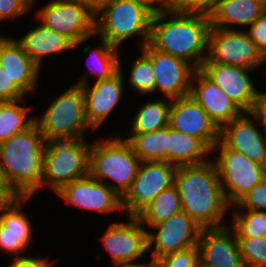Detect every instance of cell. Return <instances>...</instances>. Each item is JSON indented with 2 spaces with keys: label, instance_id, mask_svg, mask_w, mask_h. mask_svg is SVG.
Returning a JSON list of instances; mask_svg holds the SVG:
<instances>
[{
  "label": "cell",
  "instance_id": "obj_1",
  "mask_svg": "<svg viewBox=\"0 0 266 267\" xmlns=\"http://www.w3.org/2000/svg\"><path fill=\"white\" fill-rule=\"evenodd\" d=\"M174 185L180 195L182 211L202 228L228 225L225 216L231 205L224 196L212 158L201 164L178 166Z\"/></svg>",
  "mask_w": 266,
  "mask_h": 267
},
{
  "label": "cell",
  "instance_id": "obj_2",
  "mask_svg": "<svg viewBox=\"0 0 266 267\" xmlns=\"http://www.w3.org/2000/svg\"><path fill=\"white\" fill-rule=\"evenodd\" d=\"M210 17L171 11L154 14L149 44L200 69L206 59Z\"/></svg>",
  "mask_w": 266,
  "mask_h": 267
},
{
  "label": "cell",
  "instance_id": "obj_3",
  "mask_svg": "<svg viewBox=\"0 0 266 267\" xmlns=\"http://www.w3.org/2000/svg\"><path fill=\"white\" fill-rule=\"evenodd\" d=\"M46 143L36 122L0 143V173L17 196L34 197L42 189Z\"/></svg>",
  "mask_w": 266,
  "mask_h": 267
},
{
  "label": "cell",
  "instance_id": "obj_4",
  "mask_svg": "<svg viewBox=\"0 0 266 267\" xmlns=\"http://www.w3.org/2000/svg\"><path fill=\"white\" fill-rule=\"evenodd\" d=\"M97 138L89 151V175L123 197L137 175L141 160L127 139L119 135Z\"/></svg>",
  "mask_w": 266,
  "mask_h": 267
},
{
  "label": "cell",
  "instance_id": "obj_5",
  "mask_svg": "<svg viewBox=\"0 0 266 267\" xmlns=\"http://www.w3.org/2000/svg\"><path fill=\"white\" fill-rule=\"evenodd\" d=\"M154 13L135 0H114L95 15V35L121 48L131 38H140L139 49L150 41Z\"/></svg>",
  "mask_w": 266,
  "mask_h": 267
},
{
  "label": "cell",
  "instance_id": "obj_6",
  "mask_svg": "<svg viewBox=\"0 0 266 267\" xmlns=\"http://www.w3.org/2000/svg\"><path fill=\"white\" fill-rule=\"evenodd\" d=\"M34 117L46 141L86 138L88 131H96L86 117L82 87L75 84L59 92L43 113Z\"/></svg>",
  "mask_w": 266,
  "mask_h": 267
},
{
  "label": "cell",
  "instance_id": "obj_7",
  "mask_svg": "<svg viewBox=\"0 0 266 267\" xmlns=\"http://www.w3.org/2000/svg\"><path fill=\"white\" fill-rule=\"evenodd\" d=\"M88 138L47 141L42 171V188L56 193L65 184L89 175Z\"/></svg>",
  "mask_w": 266,
  "mask_h": 267
},
{
  "label": "cell",
  "instance_id": "obj_8",
  "mask_svg": "<svg viewBox=\"0 0 266 267\" xmlns=\"http://www.w3.org/2000/svg\"><path fill=\"white\" fill-rule=\"evenodd\" d=\"M35 12V20L78 46L95 39V15L81 0H51Z\"/></svg>",
  "mask_w": 266,
  "mask_h": 267
},
{
  "label": "cell",
  "instance_id": "obj_9",
  "mask_svg": "<svg viewBox=\"0 0 266 267\" xmlns=\"http://www.w3.org/2000/svg\"><path fill=\"white\" fill-rule=\"evenodd\" d=\"M212 153L216 158L213 160L217 165L224 196L230 205H234L266 178L265 165L253 162L242 153L228 148L221 140Z\"/></svg>",
  "mask_w": 266,
  "mask_h": 267
},
{
  "label": "cell",
  "instance_id": "obj_10",
  "mask_svg": "<svg viewBox=\"0 0 266 267\" xmlns=\"http://www.w3.org/2000/svg\"><path fill=\"white\" fill-rule=\"evenodd\" d=\"M203 64H227L257 70L264 65V55L246 30L211 27Z\"/></svg>",
  "mask_w": 266,
  "mask_h": 267
},
{
  "label": "cell",
  "instance_id": "obj_11",
  "mask_svg": "<svg viewBox=\"0 0 266 267\" xmlns=\"http://www.w3.org/2000/svg\"><path fill=\"white\" fill-rule=\"evenodd\" d=\"M177 168L164 161L141 162L131 187L122 197L123 212L136 216L161 191L173 186Z\"/></svg>",
  "mask_w": 266,
  "mask_h": 267
},
{
  "label": "cell",
  "instance_id": "obj_12",
  "mask_svg": "<svg viewBox=\"0 0 266 267\" xmlns=\"http://www.w3.org/2000/svg\"><path fill=\"white\" fill-rule=\"evenodd\" d=\"M126 221L109 222L99 238L112 265L136 261L148 254V231L136 216Z\"/></svg>",
  "mask_w": 266,
  "mask_h": 267
},
{
  "label": "cell",
  "instance_id": "obj_13",
  "mask_svg": "<svg viewBox=\"0 0 266 267\" xmlns=\"http://www.w3.org/2000/svg\"><path fill=\"white\" fill-rule=\"evenodd\" d=\"M201 231L202 227L181 211L148 230V252L157 260L166 254L198 246Z\"/></svg>",
  "mask_w": 266,
  "mask_h": 267
},
{
  "label": "cell",
  "instance_id": "obj_14",
  "mask_svg": "<svg viewBox=\"0 0 266 267\" xmlns=\"http://www.w3.org/2000/svg\"><path fill=\"white\" fill-rule=\"evenodd\" d=\"M67 205L81 211L111 214L122 211V197L105 183L87 175L65 184L55 193Z\"/></svg>",
  "mask_w": 266,
  "mask_h": 267
},
{
  "label": "cell",
  "instance_id": "obj_15",
  "mask_svg": "<svg viewBox=\"0 0 266 267\" xmlns=\"http://www.w3.org/2000/svg\"><path fill=\"white\" fill-rule=\"evenodd\" d=\"M140 49L151 59L158 95L170 99L190 95L192 77L197 70L192 64L157 51L149 43Z\"/></svg>",
  "mask_w": 266,
  "mask_h": 267
},
{
  "label": "cell",
  "instance_id": "obj_16",
  "mask_svg": "<svg viewBox=\"0 0 266 267\" xmlns=\"http://www.w3.org/2000/svg\"><path fill=\"white\" fill-rule=\"evenodd\" d=\"M32 198L18 196L0 213V252H5L4 255H14L13 258L28 256L26 253L34 242L35 228L22 204H28Z\"/></svg>",
  "mask_w": 266,
  "mask_h": 267
},
{
  "label": "cell",
  "instance_id": "obj_17",
  "mask_svg": "<svg viewBox=\"0 0 266 267\" xmlns=\"http://www.w3.org/2000/svg\"><path fill=\"white\" fill-rule=\"evenodd\" d=\"M199 70L243 112H251L262 92L257 90L250 75L255 70L227 64H202Z\"/></svg>",
  "mask_w": 266,
  "mask_h": 267
},
{
  "label": "cell",
  "instance_id": "obj_18",
  "mask_svg": "<svg viewBox=\"0 0 266 267\" xmlns=\"http://www.w3.org/2000/svg\"><path fill=\"white\" fill-rule=\"evenodd\" d=\"M119 58V71L109 79L91 82L81 86L85 98L86 117L89 124L98 131L121 103L127 91L125 75ZM103 124V125H102Z\"/></svg>",
  "mask_w": 266,
  "mask_h": 267
},
{
  "label": "cell",
  "instance_id": "obj_19",
  "mask_svg": "<svg viewBox=\"0 0 266 267\" xmlns=\"http://www.w3.org/2000/svg\"><path fill=\"white\" fill-rule=\"evenodd\" d=\"M169 127L201 139L211 150L220 140V129L190 95L171 100Z\"/></svg>",
  "mask_w": 266,
  "mask_h": 267
},
{
  "label": "cell",
  "instance_id": "obj_20",
  "mask_svg": "<svg viewBox=\"0 0 266 267\" xmlns=\"http://www.w3.org/2000/svg\"><path fill=\"white\" fill-rule=\"evenodd\" d=\"M257 125L251 112H243L220 129V140L228 148L266 166V135Z\"/></svg>",
  "mask_w": 266,
  "mask_h": 267
},
{
  "label": "cell",
  "instance_id": "obj_21",
  "mask_svg": "<svg viewBox=\"0 0 266 267\" xmlns=\"http://www.w3.org/2000/svg\"><path fill=\"white\" fill-rule=\"evenodd\" d=\"M197 245L200 267H245L236 234L229 225L202 228Z\"/></svg>",
  "mask_w": 266,
  "mask_h": 267
},
{
  "label": "cell",
  "instance_id": "obj_22",
  "mask_svg": "<svg viewBox=\"0 0 266 267\" xmlns=\"http://www.w3.org/2000/svg\"><path fill=\"white\" fill-rule=\"evenodd\" d=\"M0 65L10 80L28 97L38 87L41 69L24 51L15 37L0 34Z\"/></svg>",
  "mask_w": 266,
  "mask_h": 267
},
{
  "label": "cell",
  "instance_id": "obj_23",
  "mask_svg": "<svg viewBox=\"0 0 266 267\" xmlns=\"http://www.w3.org/2000/svg\"><path fill=\"white\" fill-rule=\"evenodd\" d=\"M190 96L207 112L210 119L219 129L243 113V111L199 69L193 74Z\"/></svg>",
  "mask_w": 266,
  "mask_h": 267
},
{
  "label": "cell",
  "instance_id": "obj_24",
  "mask_svg": "<svg viewBox=\"0 0 266 267\" xmlns=\"http://www.w3.org/2000/svg\"><path fill=\"white\" fill-rule=\"evenodd\" d=\"M27 55L40 67L47 56H57L72 51L74 44L65 36L49 29L41 22L20 38H15Z\"/></svg>",
  "mask_w": 266,
  "mask_h": 267
},
{
  "label": "cell",
  "instance_id": "obj_25",
  "mask_svg": "<svg viewBox=\"0 0 266 267\" xmlns=\"http://www.w3.org/2000/svg\"><path fill=\"white\" fill-rule=\"evenodd\" d=\"M265 12L266 6L255 0H220L215 12L210 16L211 26L246 30Z\"/></svg>",
  "mask_w": 266,
  "mask_h": 267
},
{
  "label": "cell",
  "instance_id": "obj_26",
  "mask_svg": "<svg viewBox=\"0 0 266 267\" xmlns=\"http://www.w3.org/2000/svg\"><path fill=\"white\" fill-rule=\"evenodd\" d=\"M100 41L99 46H93L90 44L84 45L82 49L84 55H88L86 59V65L88 71L84 72L80 78L76 79L75 85L86 86L89 84V77L91 74L95 75L93 82L109 79L119 71V58L121 53L119 48L110 45L105 39H102L95 35ZM88 53V54H87Z\"/></svg>",
  "mask_w": 266,
  "mask_h": 267
},
{
  "label": "cell",
  "instance_id": "obj_27",
  "mask_svg": "<svg viewBox=\"0 0 266 267\" xmlns=\"http://www.w3.org/2000/svg\"><path fill=\"white\" fill-rule=\"evenodd\" d=\"M211 153L201 139L170 128L169 163L176 166L201 164L213 158Z\"/></svg>",
  "mask_w": 266,
  "mask_h": 267
},
{
  "label": "cell",
  "instance_id": "obj_28",
  "mask_svg": "<svg viewBox=\"0 0 266 267\" xmlns=\"http://www.w3.org/2000/svg\"><path fill=\"white\" fill-rule=\"evenodd\" d=\"M147 100L139 106L130 120L126 134H144L169 126L170 98Z\"/></svg>",
  "mask_w": 266,
  "mask_h": 267
},
{
  "label": "cell",
  "instance_id": "obj_29",
  "mask_svg": "<svg viewBox=\"0 0 266 267\" xmlns=\"http://www.w3.org/2000/svg\"><path fill=\"white\" fill-rule=\"evenodd\" d=\"M182 211V203L175 185L161 191L136 217L148 230Z\"/></svg>",
  "mask_w": 266,
  "mask_h": 267
},
{
  "label": "cell",
  "instance_id": "obj_30",
  "mask_svg": "<svg viewBox=\"0 0 266 267\" xmlns=\"http://www.w3.org/2000/svg\"><path fill=\"white\" fill-rule=\"evenodd\" d=\"M170 127L144 134H129L127 139L141 162L164 161L169 163Z\"/></svg>",
  "mask_w": 266,
  "mask_h": 267
},
{
  "label": "cell",
  "instance_id": "obj_31",
  "mask_svg": "<svg viewBox=\"0 0 266 267\" xmlns=\"http://www.w3.org/2000/svg\"><path fill=\"white\" fill-rule=\"evenodd\" d=\"M24 102L25 98L0 102V143L29 128L35 122V117L27 115L30 109L32 110L31 106H26Z\"/></svg>",
  "mask_w": 266,
  "mask_h": 267
},
{
  "label": "cell",
  "instance_id": "obj_32",
  "mask_svg": "<svg viewBox=\"0 0 266 267\" xmlns=\"http://www.w3.org/2000/svg\"><path fill=\"white\" fill-rule=\"evenodd\" d=\"M140 54L134 59L129 70L128 79L125 83L129 89L139 93V96H145L156 93V77L151 59L141 50Z\"/></svg>",
  "mask_w": 266,
  "mask_h": 267
},
{
  "label": "cell",
  "instance_id": "obj_33",
  "mask_svg": "<svg viewBox=\"0 0 266 267\" xmlns=\"http://www.w3.org/2000/svg\"><path fill=\"white\" fill-rule=\"evenodd\" d=\"M228 225L236 237L266 236V212L248 209H230Z\"/></svg>",
  "mask_w": 266,
  "mask_h": 267
},
{
  "label": "cell",
  "instance_id": "obj_34",
  "mask_svg": "<svg viewBox=\"0 0 266 267\" xmlns=\"http://www.w3.org/2000/svg\"><path fill=\"white\" fill-rule=\"evenodd\" d=\"M245 267H266V236L237 237Z\"/></svg>",
  "mask_w": 266,
  "mask_h": 267
},
{
  "label": "cell",
  "instance_id": "obj_35",
  "mask_svg": "<svg viewBox=\"0 0 266 267\" xmlns=\"http://www.w3.org/2000/svg\"><path fill=\"white\" fill-rule=\"evenodd\" d=\"M157 267H200L198 246L166 254L156 260Z\"/></svg>",
  "mask_w": 266,
  "mask_h": 267
},
{
  "label": "cell",
  "instance_id": "obj_36",
  "mask_svg": "<svg viewBox=\"0 0 266 267\" xmlns=\"http://www.w3.org/2000/svg\"><path fill=\"white\" fill-rule=\"evenodd\" d=\"M220 0H171L169 9L178 13L199 14L210 17Z\"/></svg>",
  "mask_w": 266,
  "mask_h": 267
},
{
  "label": "cell",
  "instance_id": "obj_37",
  "mask_svg": "<svg viewBox=\"0 0 266 267\" xmlns=\"http://www.w3.org/2000/svg\"><path fill=\"white\" fill-rule=\"evenodd\" d=\"M230 209H248L266 212V178L243 195L234 205H231Z\"/></svg>",
  "mask_w": 266,
  "mask_h": 267
},
{
  "label": "cell",
  "instance_id": "obj_38",
  "mask_svg": "<svg viewBox=\"0 0 266 267\" xmlns=\"http://www.w3.org/2000/svg\"><path fill=\"white\" fill-rule=\"evenodd\" d=\"M34 7H37L35 0H0V24L14 22L26 16Z\"/></svg>",
  "mask_w": 266,
  "mask_h": 267
},
{
  "label": "cell",
  "instance_id": "obj_39",
  "mask_svg": "<svg viewBox=\"0 0 266 267\" xmlns=\"http://www.w3.org/2000/svg\"><path fill=\"white\" fill-rule=\"evenodd\" d=\"M27 99V96L10 80L7 72L0 65V102Z\"/></svg>",
  "mask_w": 266,
  "mask_h": 267
},
{
  "label": "cell",
  "instance_id": "obj_40",
  "mask_svg": "<svg viewBox=\"0 0 266 267\" xmlns=\"http://www.w3.org/2000/svg\"><path fill=\"white\" fill-rule=\"evenodd\" d=\"M251 40L263 55L266 54V12L246 28Z\"/></svg>",
  "mask_w": 266,
  "mask_h": 267
},
{
  "label": "cell",
  "instance_id": "obj_41",
  "mask_svg": "<svg viewBox=\"0 0 266 267\" xmlns=\"http://www.w3.org/2000/svg\"><path fill=\"white\" fill-rule=\"evenodd\" d=\"M54 262V259L49 261L47 256L34 257L29 254L25 257L12 258L7 267H52Z\"/></svg>",
  "mask_w": 266,
  "mask_h": 267
},
{
  "label": "cell",
  "instance_id": "obj_42",
  "mask_svg": "<svg viewBox=\"0 0 266 267\" xmlns=\"http://www.w3.org/2000/svg\"><path fill=\"white\" fill-rule=\"evenodd\" d=\"M251 114L257 119L261 130L266 135V91L261 92L251 110Z\"/></svg>",
  "mask_w": 266,
  "mask_h": 267
},
{
  "label": "cell",
  "instance_id": "obj_43",
  "mask_svg": "<svg viewBox=\"0 0 266 267\" xmlns=\"http://www.w3.org/2000/svg\"><path fill=\"white\" fill-rule=\"evenodd\" d=\"M135 1L146 6L154 14L169 10L168 0H135Z\"/></svg>",
  "mask_w": 266,
  "mask_h": 267
},
{
  "label": "cell",
  "instance_id": "obj_44",
  "mask_svg": "<svg viewBox=\"0 0 266 267\" xmlns=\"http://www.w3.org/2000/svg\"><path fill=\"white\" fill-rule=\"evenodd\" d=\"M18 197L10 188L9 185H0V213Z\"/></svg>",
  "mask_w": 266,
  "mask_h": 267
},
{
  "label": "cell",
  "instance_id": "obj_45",
  "mask_svg": "<svg viewBox=\"0 0 266 267\" xmlns=\"http://www.w3.org/2000/svg\"><path fill=\"white\" fill-rule=\"evenodd\" d=\"M86 7L97 15L103 8L110 5L114 0H81Z\"/></svg>",
  "mask_w": 266,
  "mask_h": 267
},
{
  "label": "cell",
  "instance_id": "obj_46",
  "mask_svg": "<svg viewBox=\"0 0 266 267\" xmlns=\"http://www.w3.org/2000/svg\"><path fill=\"white\" fill-rule=\"evenodd\" d=\"M113 267H157L156 260L150 256L147 262L128 261L123 263L114 264Z\"/></svg>",
  "mask_w": 266,
  "mask_h": 267
},
{
  "label": "cell",
  "instance_id": "obj_47",
  "mask_svg": "<svg viewBox=\"0 0 266 267\" xmlns=\"http://www.w3.org/2000/svg\"><path fill=\"white\" fill-rule=\"evenodd\" d=\"M0 185H8L7 183H5L2 179L1 173H0Z\"/></svg>",
  "mask_w": 266,
  "mask_h": 267
},
{
  "label": "cell",
  "instance_id": "obj_48",
  "mask_svg": "<svg viewBox=\"0 0 266 267\" xmlns=\"http://www.w3.org/2000/svg\"><path fill=\"white\" fill-rule=\"evenodd\" d=\"M255 1H258V2L262 3L264 6H266V0H255Z\"/></svg>",
  "mask_w": 266,
  "mask_h": 267
},
{
  "label": "cell",
  "instance_id": "obj_49",
  "mask_svg": "<svg viewBox=\"0 0 266 267\" xmlns=\"http://www.w3.org/2000/svg\"><path fill=\"white\" fill-rule=\"evenodd\" d=\"M264 65L266 66V54L264 55ZM265 66H264V68H266ZM265 71H266V69H265ZM264 73H266V72H264Z\"/></svg>",
  "mask_w": 266,
  "mask_h": 267
}]
</instances>
